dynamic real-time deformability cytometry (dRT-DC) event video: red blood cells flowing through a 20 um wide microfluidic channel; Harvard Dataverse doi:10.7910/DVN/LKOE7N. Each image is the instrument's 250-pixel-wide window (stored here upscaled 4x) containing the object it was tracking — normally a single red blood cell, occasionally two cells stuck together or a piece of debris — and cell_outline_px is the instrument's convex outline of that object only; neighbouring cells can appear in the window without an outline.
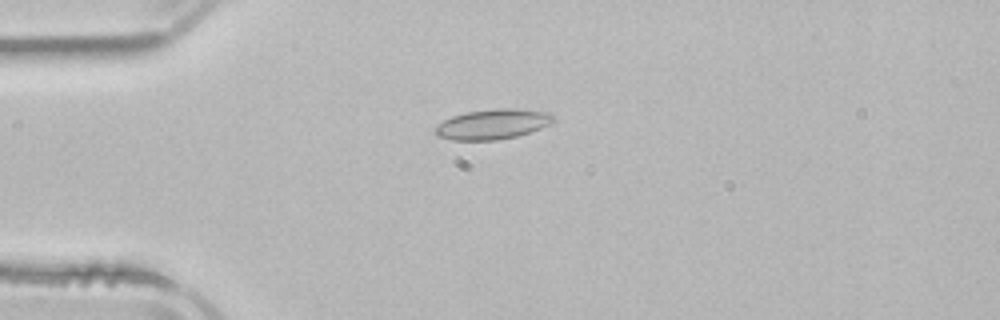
{"species": "common noctule bat (a hibernating species)", "species_latin": "Nyctalus noctula", "temperature_condition": "room temperature", "stored_images_in_passage": 3, "camera_frame_rate_fps": 3000, "um_per_image_px": 0.085, "animal": {"sex": "male", "body_mass_g": 21.5, "forearm_length_mm": 52.0}, "frame": {"image": 1, "passage_image": 2, "time_ms": 1.333, "image_size_px": [1000, 320], "cell_outline_px": [[556, 120], [540, 128], [516, 136], [496, 140], [452, 140], [436, 136], [432, 132], [432, 128], [436, 124], [452, 116], [468, 112], [496, 108], [516, 108], [552, 112], [556, 116]], "centroid_in_image_um": [41.85, 10.55], "position_along_channel_um": 43.1, "area_um2": 21.04}}
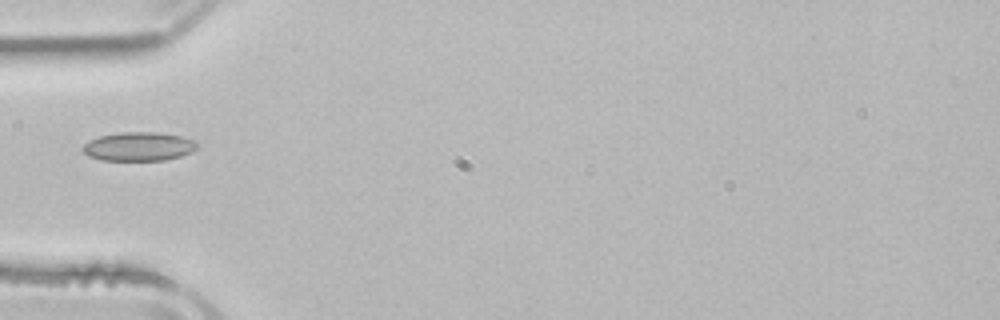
{"frame": {"image": 2, "passage_image": 3, "time_ms": 2.667, "image_size_px": [1000, 320], "cell_outline_px": [[196, 148], [192, 152], [180, 156], [164, 160], [100, 160], [88, 156], [84, 152], [84, 144], [88, 140], [100, 136], [120, 132], [156, 132], [180, 136], [196, 140]], "centroid_in_image_um": [11.79, 12.45], "position_along_channel_um": 73.2, "area_um2": 19.13}}